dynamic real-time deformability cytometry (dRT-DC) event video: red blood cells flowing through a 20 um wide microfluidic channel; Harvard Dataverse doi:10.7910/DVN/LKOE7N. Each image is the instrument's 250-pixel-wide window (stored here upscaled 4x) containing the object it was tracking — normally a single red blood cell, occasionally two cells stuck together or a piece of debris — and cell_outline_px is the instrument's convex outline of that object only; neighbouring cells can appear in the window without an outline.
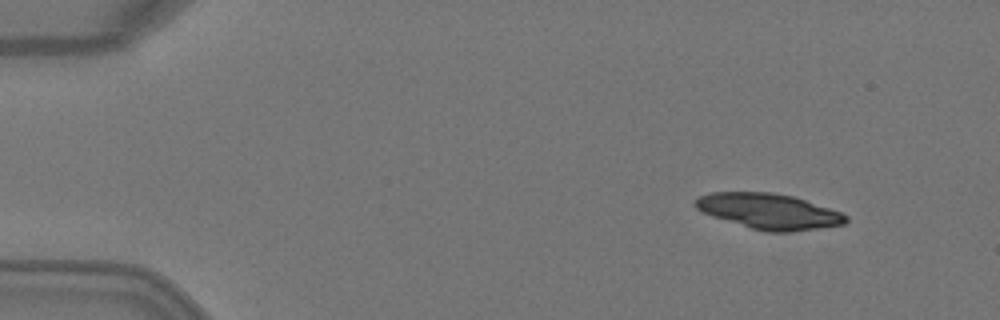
{"species": "Egyptian fruit bat (a non-hibernating species)", "species_latin": "Rousettus aegyptiacus", "temperature_condition": "warm", "stored_images_in_passage": 3, "camera_frame_rate_fps": 3000, "um_per_image_px": 0.085, "animal": {"sex": "female"}, "frame": {"image": 1, "passage_image": 1, "time_ms": 0.0, "image_size_px": [1000, 320], "cell_outline_px": [[848, 220], [844, 224], [788, 232], [764, 232], [712, 216], [700, 212], [692, 204], [692, 200], [700, 196], [712, 192], [772, 192], [792, 196], [840, 212], [848, 216]], "centroid_in_image_um": [65.28, 17.95], "position_along_channel_um": 19.7, "area_um2": 30.98}}